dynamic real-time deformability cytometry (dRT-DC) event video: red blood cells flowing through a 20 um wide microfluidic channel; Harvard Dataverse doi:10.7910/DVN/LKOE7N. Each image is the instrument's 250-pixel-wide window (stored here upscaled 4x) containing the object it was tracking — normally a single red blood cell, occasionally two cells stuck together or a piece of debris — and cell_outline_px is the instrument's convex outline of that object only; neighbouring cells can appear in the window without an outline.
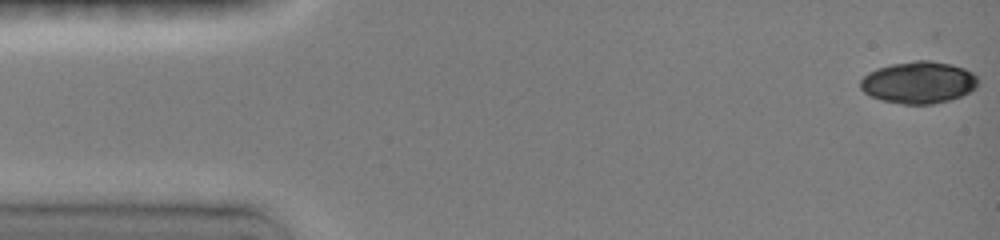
{"species": "common noctule bat (a hibernating species)", "species_latin": "Nyctalus noctula", "temperature_condition": "room temperature", "stored_images_in_passage": 40, "camera_frame_rate_fps": 3000, "um_per_image_px": 0.085, "animal": {"sex": "female", "body_mass_g": 19.0, "forearm_length_mm": 51.5}, "frame": {"image": 1, "passage_image": 1, "time_ms": 0.0, "image_size_px": [1000, 240], "cell_outline_px": [[980, 80], [976, 88], [960, 96], [948, 100], [932, 104], [904, 104], [880, 100], [864, 92], [860, 88], [860, 80], [868, 72], [876, 68], [892, 64], [916, 60], [928, 60], [952, 64], [964, 68], [972, 72]], "centroid_in_image_um": [78.08, 7.0], "position_along_channel_um": 6.9, "area_um2": 28.84}}